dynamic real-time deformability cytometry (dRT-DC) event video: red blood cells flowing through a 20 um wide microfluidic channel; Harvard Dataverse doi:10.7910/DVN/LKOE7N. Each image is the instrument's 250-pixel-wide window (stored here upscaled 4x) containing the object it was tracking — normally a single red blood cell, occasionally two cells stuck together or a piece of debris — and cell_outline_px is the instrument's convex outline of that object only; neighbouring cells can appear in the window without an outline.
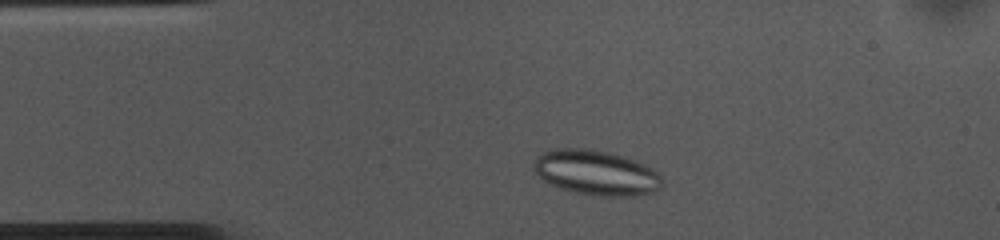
{"species": "common noctule bat (a hibernating species)", "species_latin": "Nyctalus noctula", "temperature_condition": "cold", "stored_images_in_passage": 41, "camera_frame_rate_fps": 3000, "um_per_image_px": 0.085, "animal": {"sex": "female", "body_mass_g": 10.0, "forearm_length_mm": 53.1}, "frame": {"image": 1, "passage_image": 6, "time_ms": 1.667, "image_size_px": [1000, 240], "cell_outline_px": [[664, 180], [660, 188], [656, 192], [632, 196], [596, 196], [576, 192], [560, 188], [548, 184], [532, 168], [536, 156], [552, 148], [592, 148], [624, 156], [636, 160], [652, 168]], "centroid_in_image_um": [50.68, 14.67], "position_along_channel_um": 34.3, "area_um2": 33.99}}
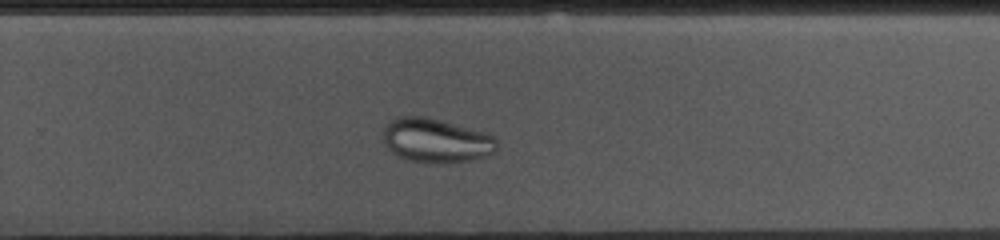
{"frame": {"image": 2, "passage_image": 30, "time_ms": 9.667, "image_size_px": [1000, 240], "cell_outline_px": [[496, 152], [488, 156], [472, 160], [448, 164], [428, 164], [408, 160], [392, 152], [388, 148], [384, 140], [384, 124], [400, 116], [428, 116], [488, 132], [496, 136]], "centroid_in_image_um": [37.12, 11.95], "position_along_channel_um": 292.7, "area_um2": 30.06}}
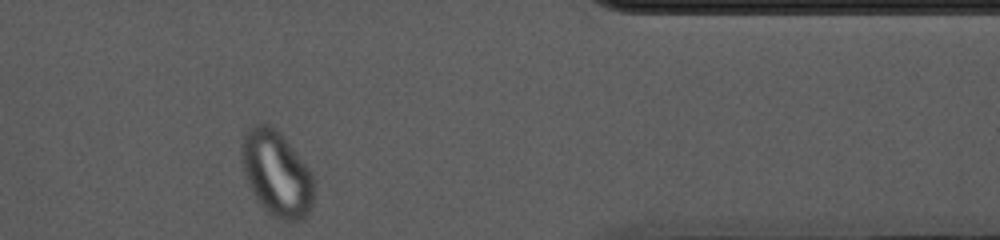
{"frame": {"image": 3, "passage_image": 40, "time_ms": 13.0, "image_size_px": [1000, 240], "cell_outline_px": [[316, 188], [312, 208], [300, 220], [280, 220], [268, 212], [264, 208], [248, 184], [244, 172], [240, 156], [240, 144], [244, 132], [252, 124], [272, 124], [280, 132], [312, 172], [316, 180]], "centroid_in_image_um": [23.53, 14.71], "position_along_channel_um": 387.9, "area_um2": 36.47}}